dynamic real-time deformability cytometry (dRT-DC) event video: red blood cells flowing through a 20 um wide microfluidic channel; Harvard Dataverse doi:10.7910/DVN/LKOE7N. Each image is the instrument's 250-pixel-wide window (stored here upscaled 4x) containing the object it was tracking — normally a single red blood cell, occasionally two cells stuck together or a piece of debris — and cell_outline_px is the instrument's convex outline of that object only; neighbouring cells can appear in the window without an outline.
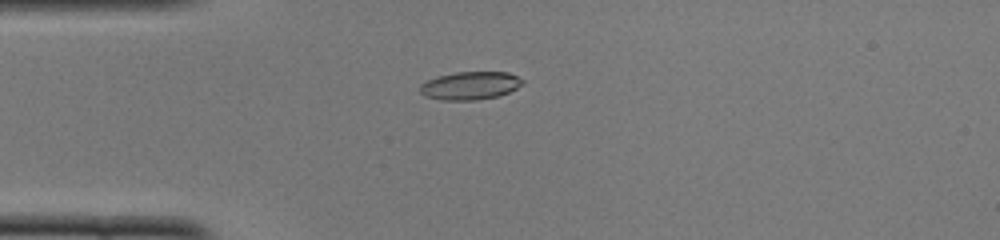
{"species": "common noctule bat (a hibernating species)", "species_latin": "Nyctalus noctula", "temperature_condition": "cold", "stored_images_in_passage": 50, "camera_frame_rate_fps": 3000, "um_per_image_px": 0.085, "animal": {"sex": "female", "body_mass_g": 22.0, "forearm_length_mm": 56.7}, "frame": {"image": 1, "passage_image": 13, "time_ms": 4.0, "image_size_px": [1000, 240], "cell_outline_px": [[524, 84], [508, 92], [496, 96], [476, 100], [440, 100], [424, 96], [420, 92], [420, 84], [436, 76], [456, 72], [508, 72], [524, 80]], "centroid_in_image_um": [39.94, 7.27], "position_along_channel_um": 45.1, "area_um2": 16.76}}
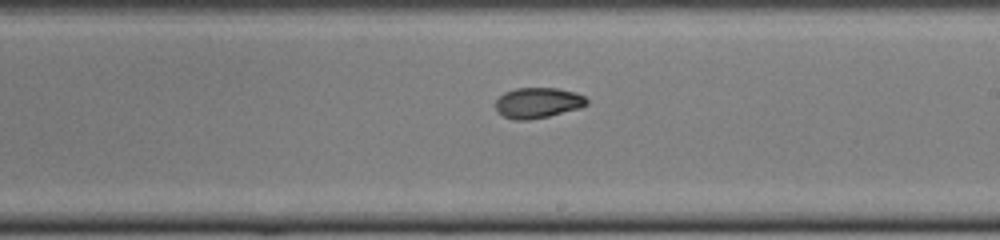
{"frame": {"image": 2, "passage_image": 29, "time_ms": 9.333, "image_size_px": [1000, 240], "cell_outline_px": [[588, 104], [580, 108], [548, 116], [528, 120], [516, 120], [504, 116], [496, 108], [496, 100], [504, 92], [516, 88], [556, 88], [576, 92], [584, 96], [588, 100]], "centroid_in_image_um": [45.74, 8.73], "position_along_channel_um": 243.3, "area_um2": 16.13}}
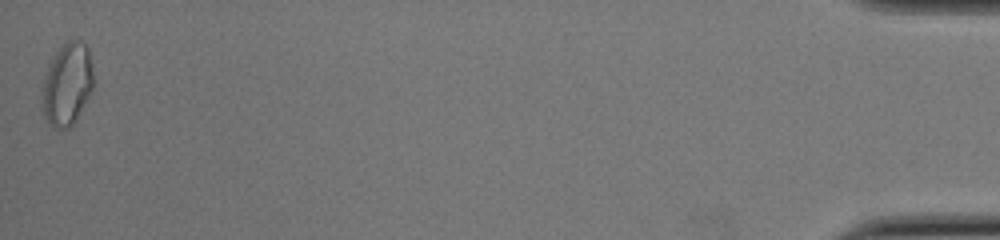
{"frame": {"image": 3, "passage_image": 50, "time_ms": 16.333, "image_size_px": [1000, 240], "cell_outline_px": [[92, 88], [76, 120], [68, 128], [52, 128], [48, 124], [40, 108], [40, 88], [48, 64], [56, 52], [68, 40], [80, 40], [88, 48], [92, 68]], "centroid_in_image_um": [5.64, 7.19], "position_along_channel_um": 429.6, "area_um2": 24.91}, "authors_computed_cell_mechanics": {"area_um2": 16.5597, "velocity_mm_per_s": 4.0094, "shape_relaxation_time_tau1_ms": 5.3949, "shape_relaxation_time_tau2_ms": 2.4242, "deformation_change_tau1": 0.167, "deformation_change_tau2": 0.0525}}